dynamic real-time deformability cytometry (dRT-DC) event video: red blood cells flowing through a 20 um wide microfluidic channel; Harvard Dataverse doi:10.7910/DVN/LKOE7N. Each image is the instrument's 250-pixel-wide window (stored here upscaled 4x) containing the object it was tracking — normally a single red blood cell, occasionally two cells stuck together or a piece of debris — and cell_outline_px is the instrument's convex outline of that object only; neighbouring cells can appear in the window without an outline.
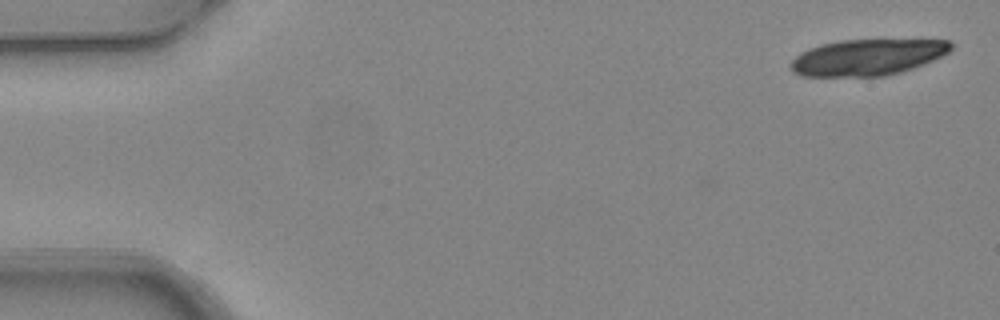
{"species": "common noctule bat (a hibernating species)", "species_latin": "Nyctalus noctula", "temperature_condition": "warm", "stored_images_in_passage": 6, "camera_frame_rate_fps": 3000, "um_per_image_px": 0.085, "animal": {"sex": "female", "body_mass_g": 24.6, "forearm_length_mm": 56.2}, "frame": {"image": 1, "passage_image": 1, "time_ms": 0.0, "image_size_px": [1000, 320], "cell_outline_px": [[952, 48], [948, 52], [924, 64], [900, 72], [884, 76], [800, 76], [792, 72], [788, 64], [800, 52], [808, 48], [820, 44], [840, 40], [948, 40], [952, 44]], "centroid_in_image_um": [73.66, 4.87], "position_along_channel_um": 11.3, "area_um2": 33.81}}